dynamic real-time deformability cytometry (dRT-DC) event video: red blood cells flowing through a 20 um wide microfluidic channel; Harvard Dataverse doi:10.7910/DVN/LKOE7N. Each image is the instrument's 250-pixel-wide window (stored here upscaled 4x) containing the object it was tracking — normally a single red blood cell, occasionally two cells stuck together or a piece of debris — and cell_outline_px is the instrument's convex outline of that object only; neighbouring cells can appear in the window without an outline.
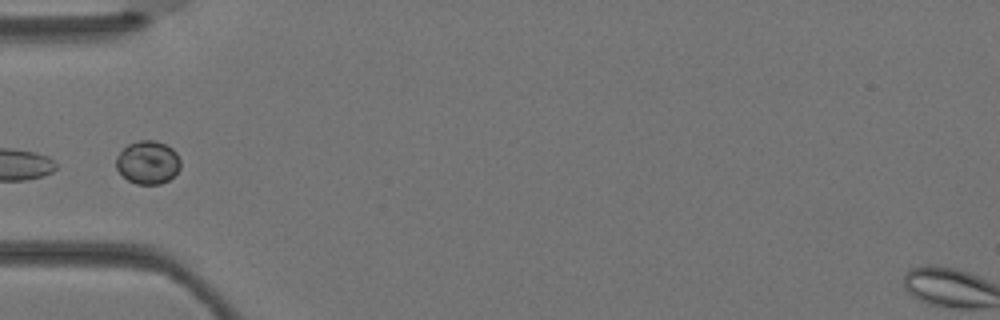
{"species": "Egyptian fruit bat (a non-hibernating species)", "species_latin": "Rousettus aegyptiacus", "temperature_condition": "warm", "stored_images_in_passage": 4, "segment_of_instrument_passage": [2, 2], "camera_frame_rate_fps": 3000, "um_per_image_px": 0.085, "animal": {"sex": "female"}, "frame": {"image": 1, "passage_image": 4, "time_ms": 1.0, "image_size_px": [1000, 320], "cell_outline_px": [[180, 168], [168, 180], [160, 184], [136, 184], [128, 180], [116, 168], [116, 156], [128, 144], [140, 140], [156, 140], [172, 148], [176, 152], [180, 160]], "centroid_in_image_um": [12.56, 13.8], "position_along_channel_um": 72.4, "area_um2": 16.13}}